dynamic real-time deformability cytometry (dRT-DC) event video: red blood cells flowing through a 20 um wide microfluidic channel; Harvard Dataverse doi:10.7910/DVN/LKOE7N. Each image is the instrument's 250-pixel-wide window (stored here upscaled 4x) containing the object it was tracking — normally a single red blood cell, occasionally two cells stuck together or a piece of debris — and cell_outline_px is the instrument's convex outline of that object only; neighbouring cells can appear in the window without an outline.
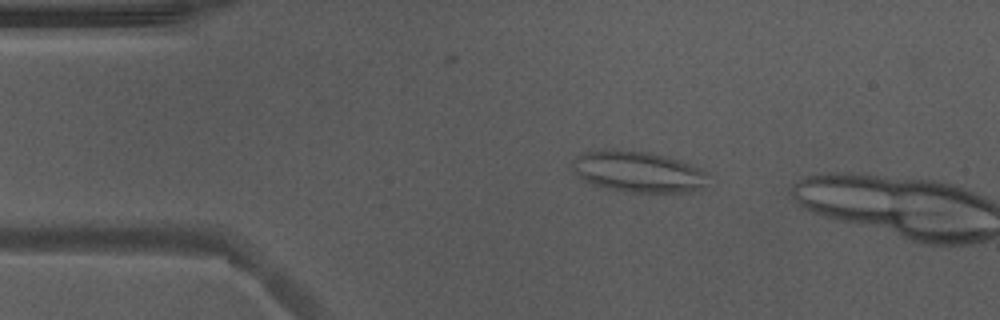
{"species": "Egyptian fruit bat (a non-hibernating species)", "species_latin": "Rousettus aegyptiacus", "temperature_condition": "warm", "stored_images_in_passage": 4, "camera_frame_rate_fps": 3000, "um_per_image_px": 0.085, "animal": {"sex": "male"}, "frame": {"image": 1, "passage_image": 2, "time_ms": 0.333, "image_size_px": [1000, 320], "cell_outline_px": [[704, 188], [688, 192], [628, 192], [604, 188], [588, 184], [572, 168], [572, 160], [576, 156], [584, 152], [612, 148], [652, 152], [680, 160], [700, 168], [704, 172]], "centroid_in_image_um": [54.18, 14.58], "position_along_channel_um": 30.8, "area_um2": 32.66}}